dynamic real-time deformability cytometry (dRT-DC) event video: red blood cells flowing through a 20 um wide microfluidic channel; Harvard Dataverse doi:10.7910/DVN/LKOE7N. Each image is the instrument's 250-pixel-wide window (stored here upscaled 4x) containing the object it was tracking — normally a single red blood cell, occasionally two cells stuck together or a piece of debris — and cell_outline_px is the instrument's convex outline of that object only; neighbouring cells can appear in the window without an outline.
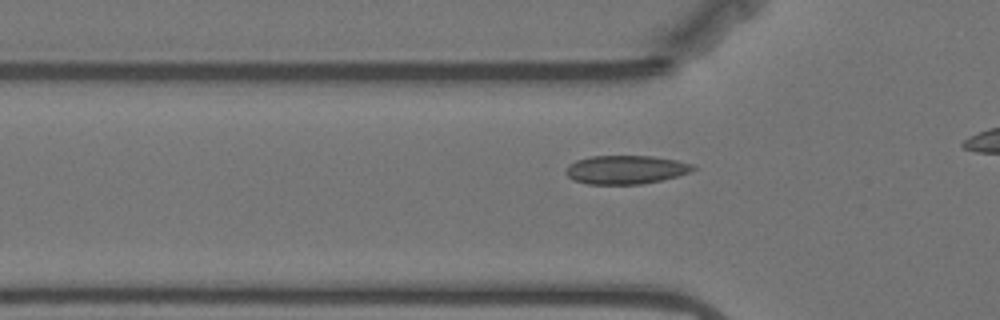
{"species": "Egyptian fruit bat (a non-hibernating species)", "species_latin": "Rousettus aegyptiacus", "temperature_condition": "warm", "stored_images_in_passage": 23, "camera_frame_rate_fps": 3000, "um_per_image_px": 0.085, "animal": {"sex": "female"}, "frame": {"image": 1, "passage_image": 13, "time_ms": 4.0, "image_size_px": [1000, 320], "cell_outline_px": [[696, 168], [688, 172], [676, 176], [660, 180], [640, 184], [588, 184], [572, 180], [564, 172], [568, 164], [576, 160], [592, 156], [652, 156], [676, 160], [696, 164]], "centroid_in_image_um": [53.16, 14.41], "position_along_channel_um": 72.6, "area_um2": 21.21}}
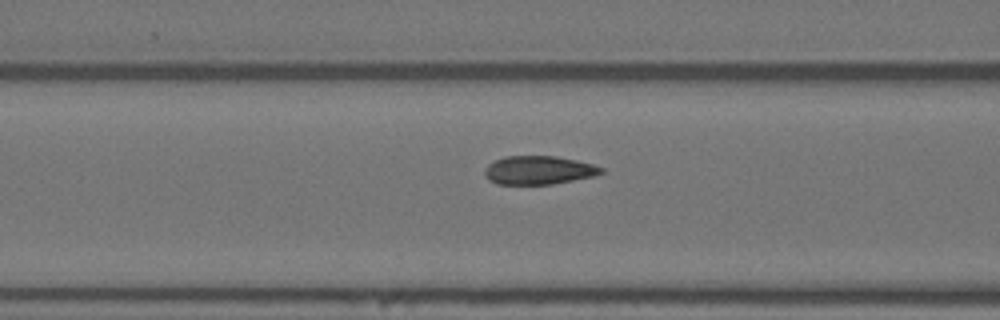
{"frame": {"image": 2, "passage_image": 17, "time_ms": 5.333, "image_size_px": [1000, 320], "cell_outline_px": [[604, 172], [596, 176], [552, 184], [496, 184], [488, 180], [484, 176], [484, 168], [488, 164], [496, 160], [508, 156], [556, 156], [576, 160], [592, 164], [604, 168]], "centroid_in_image_um": [45.79, 14.47], "position_along_channel_um": 120.8, "area_um2": 19.48}}
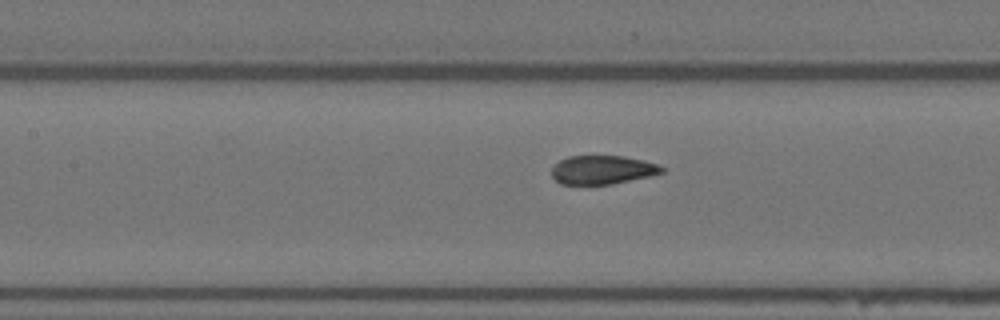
{"frame": {"image": 3, "passage_image": 20, "time_ms": 6.333, "image_size_px": [1000, 320], "cell_outline_px": [[664, 172], [648, 176], [612, 184], [560, 184], [552, 176], [552, 168], [560, 160], [568, 156], [624, 156], [644, 160], [660, 164], [664, 168]], "centroid_in_image_um": [51.22, 14.43], "position_along_channel_um": 156.2, "area_um2": 18.38}}